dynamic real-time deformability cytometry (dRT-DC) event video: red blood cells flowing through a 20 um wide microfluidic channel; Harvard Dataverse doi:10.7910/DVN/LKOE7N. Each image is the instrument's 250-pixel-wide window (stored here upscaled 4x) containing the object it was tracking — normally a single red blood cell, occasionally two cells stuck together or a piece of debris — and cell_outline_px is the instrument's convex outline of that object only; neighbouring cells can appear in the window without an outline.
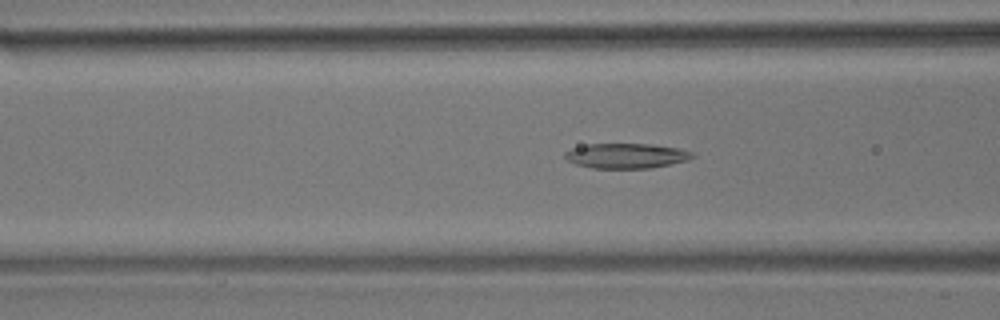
{"species": "common noctule bat (a hibernating species)", "species_latin": "Nyctalus noctula", "temperature_condition": "room temperature", "stored_images_in_passage": 54, "camera_frame_rate_fps": 3000, "um_per_image_px": 0.085, "animal": {"sex": "male", "body_mass_g": 17.9}, "frame": {"image": 1, "passage_image": 20, "time_ms": 6.333, "image_size_px": [1000, 320], "cell_outline_px": [[696, 156], [688, 160], [652, 168], [592, 168], [576, 164], [568, 160], [564, 156], [564, 152], [572, 148], [588, 144], [652, 144], [676, 148], [692, 152]], "centroid_in_image_um": [53.23, 13.24], "position_along_channel_um": 113.4, "area_um2": 18.5}}
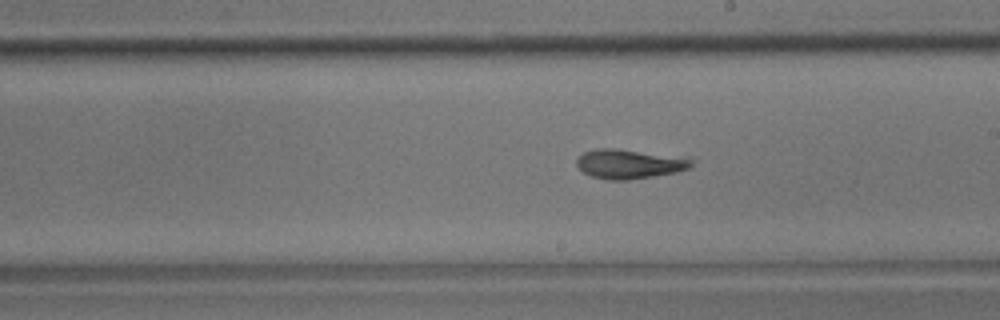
{"frame": {"image": 2, "passage_image": 30, "time_ms": 9.667, "image_size_px": [1000, 320], "cell_outline_px": [[696, 160], [688, 168], [676, 172], [628, 180], [608, 180], [592, 176], [584, 172], [576, 164], [576, 160], [584, 152], [596, 148], [612, 148], [692, 156]], "centroid_in_image_um": [53.59, 13.91], "position_along_channel_um": 235.4, "area_um2": 20.06}}
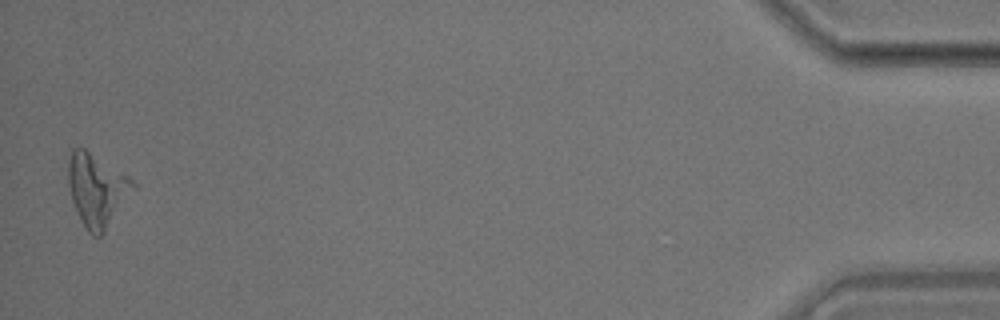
{"frame": {"image": 3, "passage_image": 53, "time_ms": 17.333, "image_size_px": [1000, 320], "cell_outline_px": [[140, 184], [104, 232], [100, 236], [92, 236], [88, 232], [80, 220], [72, 200], [68, 184], [68, 160], [72, 148], [84, 148], [128, 176]], "centroid_in_image_um": [8.26, 16.15], "position_along_channel_um": 426.9, "area_um2": 27.63}}